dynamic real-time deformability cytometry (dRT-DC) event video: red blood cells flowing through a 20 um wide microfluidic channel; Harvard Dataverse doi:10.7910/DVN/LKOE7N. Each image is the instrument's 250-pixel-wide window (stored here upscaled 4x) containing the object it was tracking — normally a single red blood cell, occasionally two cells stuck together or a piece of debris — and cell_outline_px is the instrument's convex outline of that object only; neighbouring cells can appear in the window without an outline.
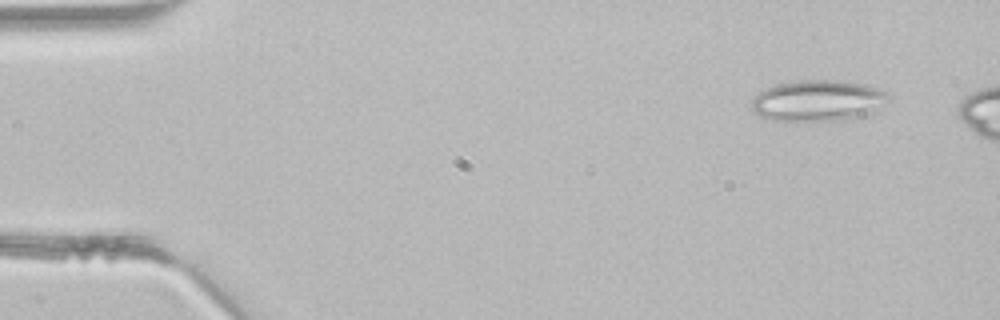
{"species": "common noctule bat (a hibernating species)", "species_latin": "Nyctalus noctula", "temperature_condition": "room temperature", "stored_images_in_passage": 5, "camera_frame_rate_fps": 3000, "um_per_image_px": 0.085, "animal": {"sex": "male", "body_mass_g": 21.5, "forearm_length_mm": 52.0}, "frame": {"image": 1, "passage_image": 1, "time_ms": 0.0, "image_size_px": [1000, 320], "cell_outline_px": [[892, 96], [876, 112], [868, 116], [852, 120], [772, 120], [760, 116], [752, 108], [752, 100], [760, 92], [776, 84], [796, 80], [844, 80], [868, 84], [880, 88], [888, 92]], "centroid_in_image_um": [69.66, 8.55], "position_along_channel_um": 15.3, "area_um2": 33.41}}